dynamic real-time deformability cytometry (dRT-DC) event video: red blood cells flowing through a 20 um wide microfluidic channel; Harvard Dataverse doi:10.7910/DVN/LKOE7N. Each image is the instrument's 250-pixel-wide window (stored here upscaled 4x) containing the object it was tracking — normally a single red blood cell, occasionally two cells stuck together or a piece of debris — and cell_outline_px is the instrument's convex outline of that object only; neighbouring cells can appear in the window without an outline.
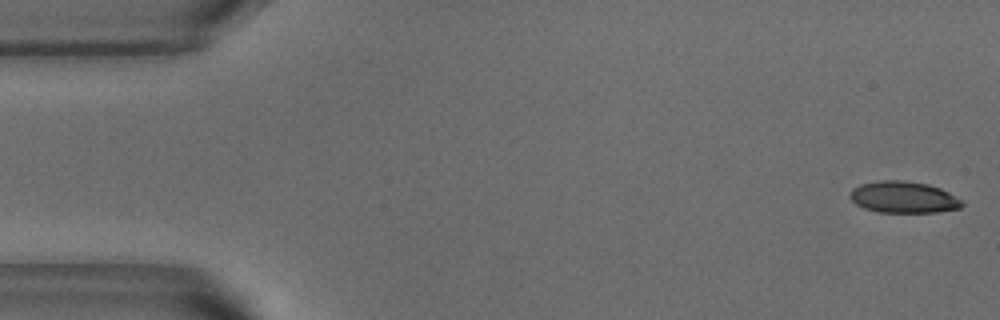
{"species": "common noctule bat (a hibernating species)", "species_latin": "Nyctalus noctula", "temperature_condition": "warm", "stored_images_in_passage": 52, "camera_frame_rate_fps": 3000, "um_per_image_px": 0.085, "animal": {"sex": "male", "body_mass_g": 18.8}, "frame": {"image": 1, "passage_image": 1, "time_ms": 0.0, "image_size_px": [1000, 320], "cell_outline_px": [[964, 204], [960, 208], [936, 212], [876, 212], [864, 208], [856, 204], [848, 196], [852, 188], [860, 184], [880, 180], [900, 180], [928, 184], [940, 188], [964, 200]], "centroid_in_image_um": [76.79, 16.76], "position_along_channel_um": 8.2, "area_um2": 20.75}}
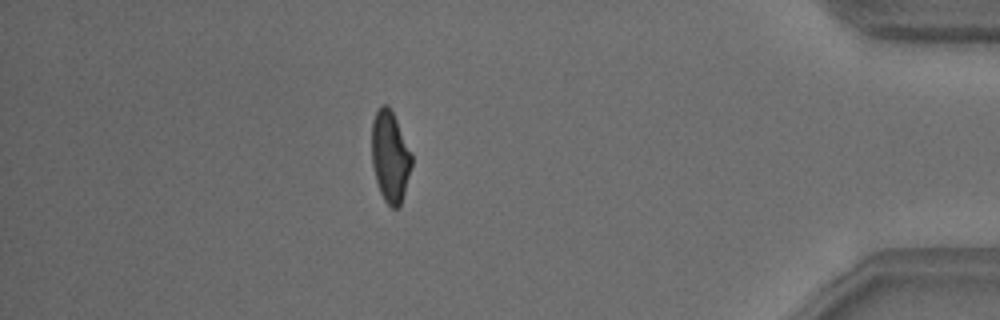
{"frame": {"image": 2, "passage_image": 45, "time_ms": 14.667, "image_size_px": [1000, 320], "cell_outline_px": [[412, 164], [400, 208], [392, 208], [384, 200], [380, 192], [376, 180], [372, 164], [372, 120], [380, 104], [388, 104], [412, 152]], "centroid_in_image_um": [33.16, 13.31], "position_along_channel_um": 402.0, "area_um2": 21.27}}
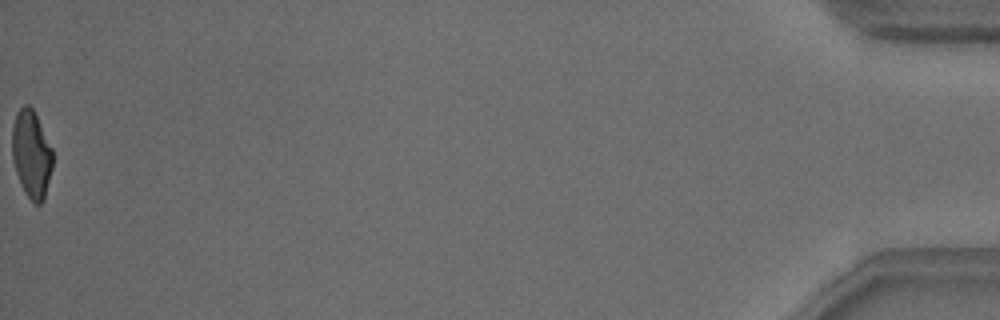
{"frame": {"image": 3, "passage_image": 52, "time_ms": 17.0, "image_size_px": [1000, 320], "cell_outline_px": [[52, 168], [44, 200], [40, 204], [36, 204], [24, 192], [16, 172], [12, 156], [12, 128], [16, 112], [24, 104], [28, 104], [32, 108], [52, 148]], "centroid_in_image_um": [2.66, 13.1], "position_along_channel_um": 432.5, "area_um2": 20.52}, "authors_computed_cell_mechanics": {"area_um2": 21.9062, "velocity_mm_per_s": 3.8381, "shape_relaxation_time_tau1_ms": 4.0614, "shape_relaxation_time_tau2_ms": 1.4461, "deformation_change_tau1": 0.1525, "deformation_change_tau2": 0.088}}